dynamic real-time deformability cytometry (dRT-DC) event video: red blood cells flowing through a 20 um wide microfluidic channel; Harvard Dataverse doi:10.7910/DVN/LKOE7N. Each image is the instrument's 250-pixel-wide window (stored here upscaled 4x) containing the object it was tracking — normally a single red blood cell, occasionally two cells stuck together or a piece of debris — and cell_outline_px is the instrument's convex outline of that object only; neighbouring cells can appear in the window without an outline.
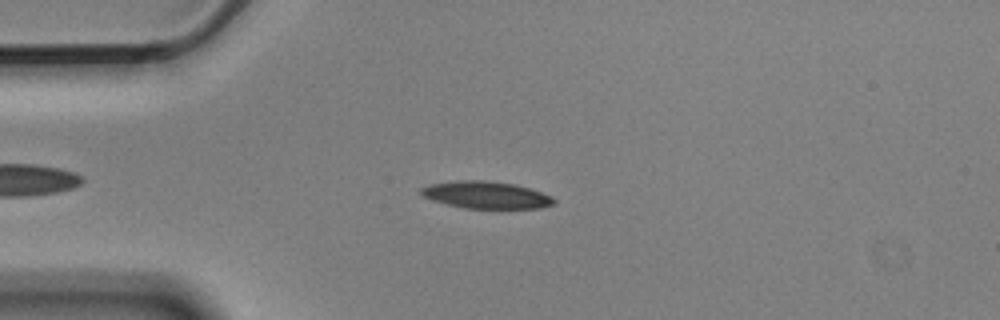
{"species": "Egyptian fruit bat (a non-hibernating species)", "species_latin": "Rousettus aegyptiacus", "temperature_condition": "cold", "stored_images_in_passage": 7, "camera_frame_rate_fps": 3000, "um_per_image_px": 0.085, "animal": {"sex": "male"}, "frame": {"image": 1, "passage_image": 3, "time_ms": 0.667, "image_size_px": [1000, 320], "cell_outline_px": [[556, 200], [552, 204], [540, 208], [464, 208], [432, 200], [420, 196], [420, 188], [428, 184], [456, 180], [484, 180], [516, 184], [552, 196]], "centroid_in_image_um": [41.26, 16.56], "position_along_channel_um": 43.7, "area_um2": 21.04}}
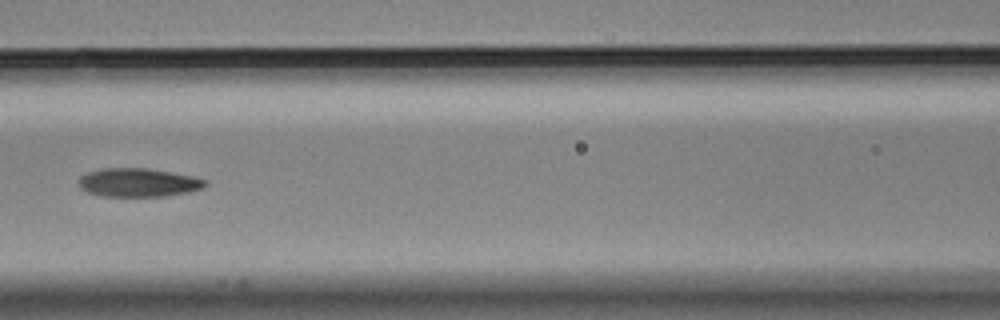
{"frame": {"image": 2, "passage_image": 6, "time_ms": 1.667, "image_size_px": [1000, 320], "cell_outline_px": [[208, 184], [204, 188], [188, 192], [164, 196], [104, 196], [88, 192], [80, 188], [80, 176], [88, 172], [104, 168], [144, 168], [196, 176], [204, 180]], "centroid_in_image_um": [11.79, 15.51], "position_along_channel_um": 154.8, "area_um2": 20.92}}
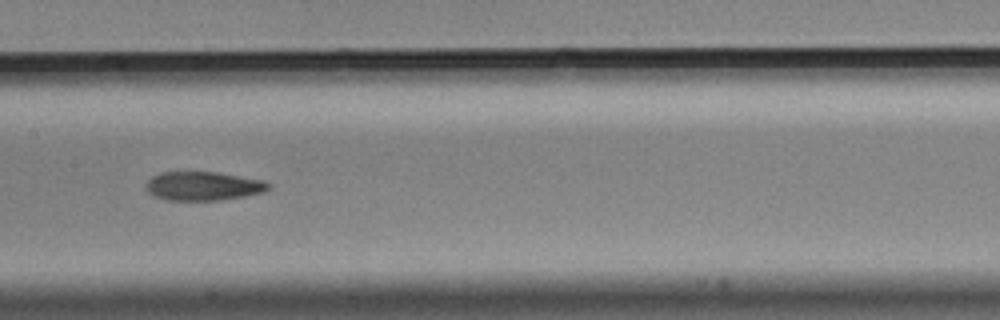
{"frame": {"image": 3, "passage_image": 7, "time_ms": 2.0, "image_size_px": [1000, 320], "cell_outline_px": [[272, 184], [264, 192], [244, 196], [220, 200], [164, 200], [148, 192], [144, 188], [144, 184], [152, 176], [160, 172], [216, 172], [264, 180]], "centroid_in_image_um": [17.25, 15.81], "position_along_channel_um": 190.2, "area_um2": 20.69}}